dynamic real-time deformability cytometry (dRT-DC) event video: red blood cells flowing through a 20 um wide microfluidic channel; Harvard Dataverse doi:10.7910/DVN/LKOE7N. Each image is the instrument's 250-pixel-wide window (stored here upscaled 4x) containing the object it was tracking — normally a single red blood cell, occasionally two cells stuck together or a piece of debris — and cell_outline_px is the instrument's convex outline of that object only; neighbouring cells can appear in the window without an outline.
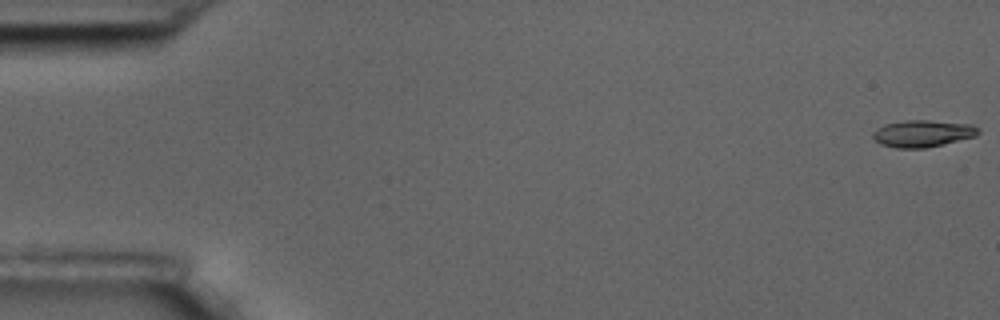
{"species": "common noctule bat (a hibernating species)", "species_latin": "Nyctalus noctula", "temperature_condition": "room temperature", "stored_images_in_passage": 5, "camera_frame_rate_fps": 3000, "um_per_image_px": 0.085, "animal": {"sex": "male", "body_mass_g": 17.5, "forearm_length_mm": 52.3}, "frame": {"image": 1, "passage_image": 1, "time_ms": 0.0, "image_size_px": [1000, 320], "cell_outline_px": [[980, 132], [976, 136], [944, 144], [924, 148], [896, 148], [880, 144], [872, 136], [872, 132], [884, 124], [904, 120], [928, 120], [972, 124]], "centroid_in_image_um": [78.41, 11.34], "position_along_channel_um": 6.6, "area_um2": 16.53}}